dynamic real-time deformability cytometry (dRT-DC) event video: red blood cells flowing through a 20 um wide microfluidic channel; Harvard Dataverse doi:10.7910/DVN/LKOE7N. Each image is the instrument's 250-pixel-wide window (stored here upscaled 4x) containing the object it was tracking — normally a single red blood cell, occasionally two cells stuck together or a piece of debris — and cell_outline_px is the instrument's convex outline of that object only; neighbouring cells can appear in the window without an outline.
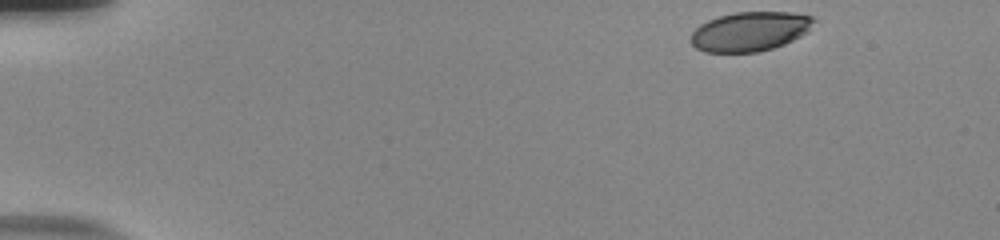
{"species": "human", "species_latin": "Homo sapiens", "temperature_condition": "room temperature", "stored_images_in_passage": 50, "camera_frame_rate_fps": 3000, "um_per_image_px": 0.085, "donor": {"sex": "male"}, "frame": {"image": 1, "passage_image": 1, "time_ms": 0.0, "image_size_px": [1000, 240], "cell_outline_px": [[816, 20], [808, 32], [784, 44], [772, 48], [756, 52], [704, 52], [696, 48], [692, 44], [692, 32], [700, 24], [708, 20], [720, 16], [736, 12], [788, 12], [812, 16]], "centroid_in_image_um": [63.76, 2.67], "position_along_channel_um": 21.2, "area_um2": 28.09}}
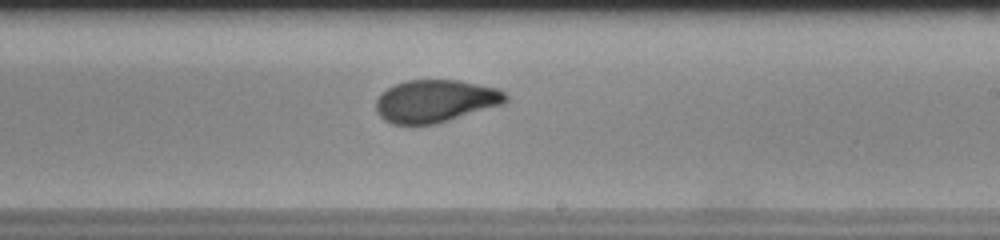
{"frame": {"image": 2, "passage_image": 29, "time_ms": 9.333, "image_size_px": [1000, 240], "cell_outline_px": [[508, 100], [504, 104], [436, 124], [392, 124], [384, 120], [376, 112], [376, 100], [388, 88], [396, 84], [408, 80], [456, 80], [496, 88], [504, 92], [508, 96]], "centroid_in_image_um": [37.02, 8.6], "position_along_channel_um": 252.0, "area_um2": 31.96}}
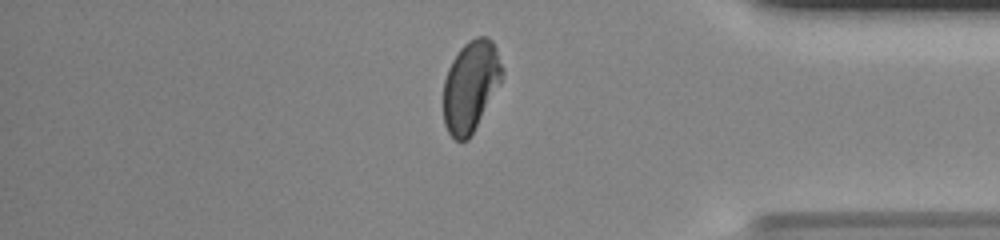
{"frame": {"image": 3, "passage_image": 42, "time_ms": 13.667, "image_size_px": [1000, 240], "cell_outline_px": [[504, 72], [500, 84], [468, 140], [456, 140], [448, 132], [444, 124], [444, 80], [448, 68], [452, 60], [460, 48], [468, 40], [476, 36], [488, 36], [492, 40], [496, 48], [504, 68]], "centroid_in_image_um": [40.02, 7.27], "position_along_channel_um": 395.2, "area_um2": 31.15}, "authors_computed_cell_mechanics": {"area_um2": 31.4721, "velocity_mm_per_s": 3.7241, "shape_relaxation_time_tau1_ms": 7.3154, "shape_relaxation_time_tau2_ms": 1.1784, "deformation_change_tau1": 0.1875, "deformation_change_tau2": 0.0661}}